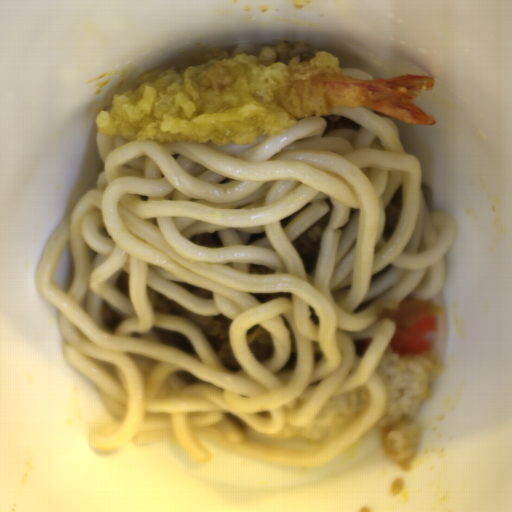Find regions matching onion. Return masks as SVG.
<instances>
[{
	"label": "onion",
	"instance_id": "06740285",
	"mask_svg": "<svg viewBox=\"0 0 512 512\" xmlns=\"http://www.w3.org/2000/svg\"><path fill=\"white\" fill-rule=\"evenodd\" d=\"M444 314L443 306H439L430 300H417L406 298L401 300L397 311L382 312V318H389L395 326L410 328L416 326L421 320Z\"/></svg>",
	"mask_w": 512,
	"mask_h": 512
}]
</instances>
